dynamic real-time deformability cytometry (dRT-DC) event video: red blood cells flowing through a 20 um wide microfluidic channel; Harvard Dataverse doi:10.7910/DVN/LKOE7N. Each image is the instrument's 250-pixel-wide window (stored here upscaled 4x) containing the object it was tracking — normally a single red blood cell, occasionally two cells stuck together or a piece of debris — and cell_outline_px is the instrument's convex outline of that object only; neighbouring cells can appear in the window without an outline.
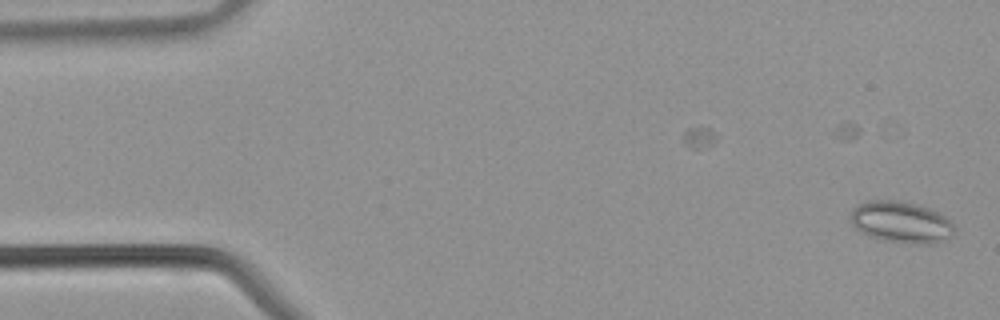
{"species": "common noctule bat (a hibernating species)", "species_latin": "Nyctalus noctula", "temperature_condition": "warm", "stored_images_in_passage": 2, "camera_frame_rate_fps": 3000, "um_per_image_px": 0.085, "animal": {"sex": "male", "body_mass_g": 21.5, "forearm_length_mm": 52.0}, "frame": {"image": 1, "passage_image": 1, "time_ms": 0.0, "image_size_px": [1000, 320], "cell_outline_px": [[956, 228], [952, 236], [936, 244], [916, 244], [884, 240], [868, 236], [860, 232], [852, 224], [852, 208], [868, 200], [896, 200], [928, 208], [944, 216]], "centroid_in_image_um": [76.6, 18.9], "position_along_channel_um": 8.4, "area_um2": 24.91}}